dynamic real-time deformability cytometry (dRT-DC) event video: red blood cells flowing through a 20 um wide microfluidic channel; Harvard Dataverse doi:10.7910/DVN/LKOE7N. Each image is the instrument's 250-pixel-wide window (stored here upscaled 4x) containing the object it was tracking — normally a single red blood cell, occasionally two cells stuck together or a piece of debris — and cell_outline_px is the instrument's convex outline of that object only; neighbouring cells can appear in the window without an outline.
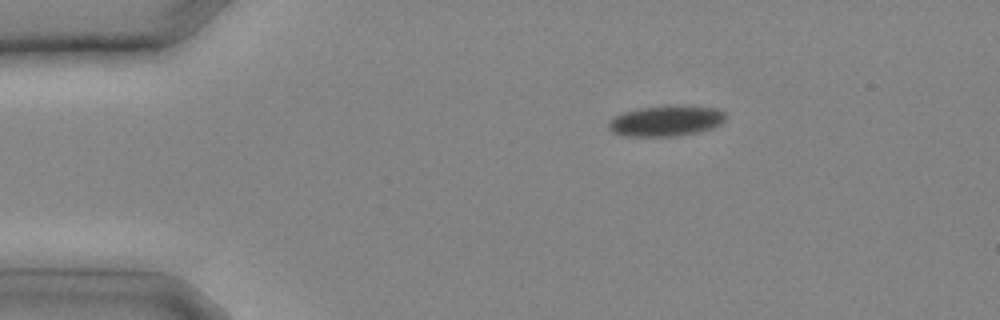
{"species": "common noctule bat (a hibernating species)", "species_latin": "Nyctalus noctula", "temperature_condition": "cold", "stored_images_in_passage": 6, "camera_frame_rate_fps": 3000, "um_per_image_px": 0.085, "animal": {"sex": "male", "body_mass_g": 20.4}, "frame": {"image": 1, "passage_image": 1, "time_ms": 0.0, "image_size_px": [1000, 320], "cell_outline_px": [[724, 120], [720, 124], [712, 128], [696, 132], [672, 136], [624, 136], [612, 132], [608, 128], [608, 120], [624, 112], [636, 108], [716, 108], [724, 112]], "centroid_in_image_um": [56.52, 10.32], "position_along_channel_um": 28.5, "area_um2": 19.88}}
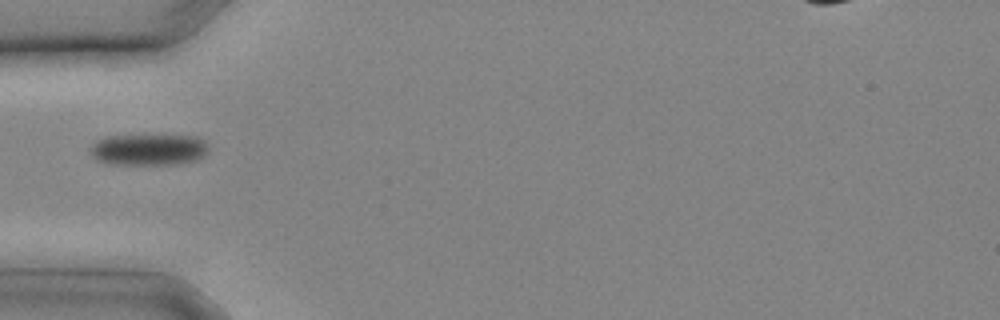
{"frame": {"image": 2, "passage_image": 5, "time_ms": 1.333, "image_size_px": [1000, 320], "cell_outline_px": [[208, 152], [204, 156], [196, 160], [184, 164], [108, 164], [96, 160], [92, 156], [92, 144], [96, 140], [104, 136], [196, 136], [204, 140], [208, 148]], "centroid_in_image_um": [12.65, 12.73], "position_along_channel_um": 72.4, "area_um2": 21.68}}